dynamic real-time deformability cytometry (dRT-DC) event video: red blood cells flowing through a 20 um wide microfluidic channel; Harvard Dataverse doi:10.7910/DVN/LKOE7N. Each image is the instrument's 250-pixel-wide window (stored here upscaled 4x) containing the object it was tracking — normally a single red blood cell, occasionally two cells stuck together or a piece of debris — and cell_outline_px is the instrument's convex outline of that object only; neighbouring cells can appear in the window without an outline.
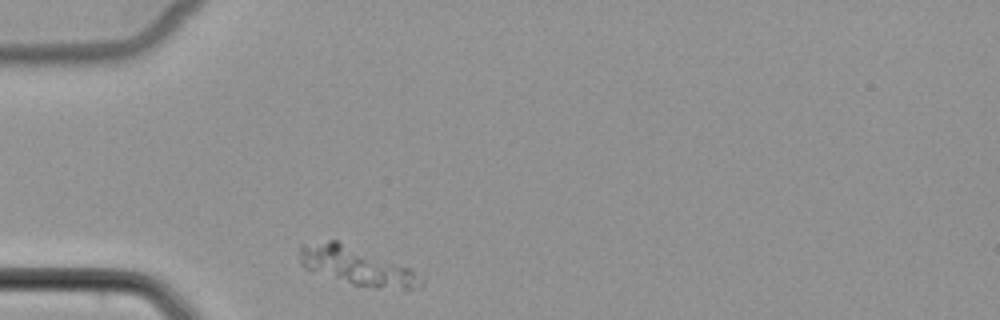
{"species": "common noctule bat (a hibernating species)", "species_latin": "Nyctalus noctula", "temperature_condition": "cold", "stored_images_in_passage": 29, "camera_frame_rate_fps": 3000, "um_per_image_px": 0.085, "animal": {"sex": "female", "body_mass_g": 22.7, "forearm_length_mm": 54.2}, "frame": {"image": 1, "passage_image": 1, "time_ms": 0.0, "image_size_px": [1000, 320], "cell_outline_px": [[424, 280], [420, 288], [380, 288], [352, 284], [304, 268], [300, 264], [300, 248], [304, 244], [328, 240], [336, 240], [412, 268]], "centroid_in_image_um": [30.34, 22.61], "position_along_channel_um": 54.7, "area_um2": 26.53}}
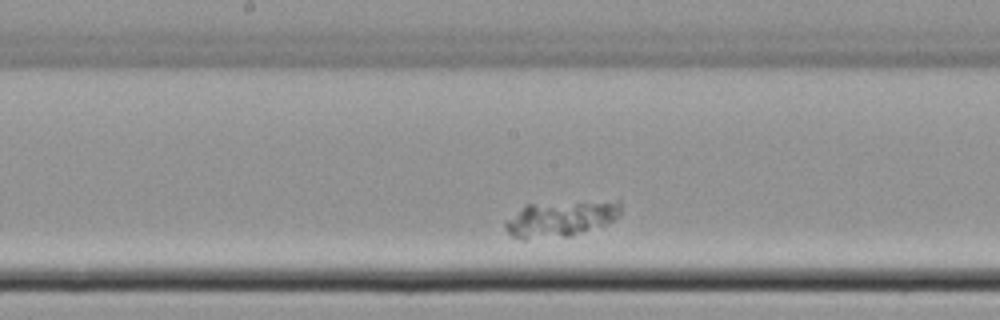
{"frame": {"image": 2, "passage_image": 14, "time_ms": 4.333, "image_size_px": [1000, 320], "cell_outline_px": [[620, 216], [604, 224], [568, 236], [524, 240], [512, 236], [504, 228], [504, 220], [524, 204], [616, 200], [620, 200]], "centroid_in_image_um": [47.58, 18.58], "position_along_channel_um": 200.6, "area_um2": 24.28}}
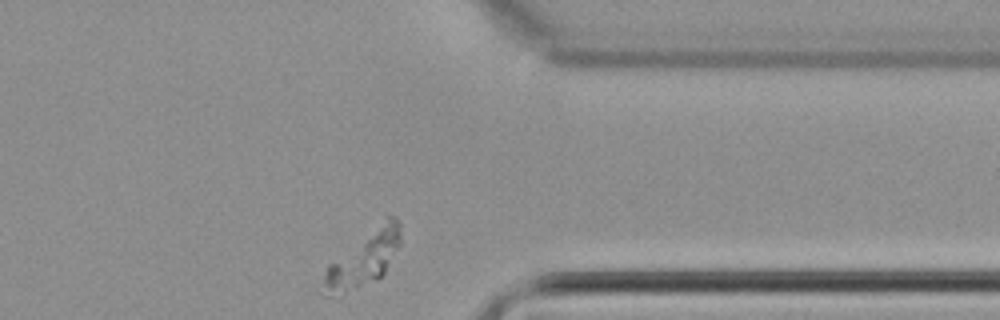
{"frame": {"image": 3, "passage_image": 29, "time_ms": 9.333, "image_size_px": [1000, 320], "cell_outline_px": [[400, 244], [384, 272], [380, 276], [356, 288], [328, 296], [324, 296], [324, 276], [328, 264], [388, 216], [392, 216], [400, 224]], "centroid_in_image_um": [30.91, 21.99], "position_along_channel_um": 380.5, "area_um2": 23.47}}